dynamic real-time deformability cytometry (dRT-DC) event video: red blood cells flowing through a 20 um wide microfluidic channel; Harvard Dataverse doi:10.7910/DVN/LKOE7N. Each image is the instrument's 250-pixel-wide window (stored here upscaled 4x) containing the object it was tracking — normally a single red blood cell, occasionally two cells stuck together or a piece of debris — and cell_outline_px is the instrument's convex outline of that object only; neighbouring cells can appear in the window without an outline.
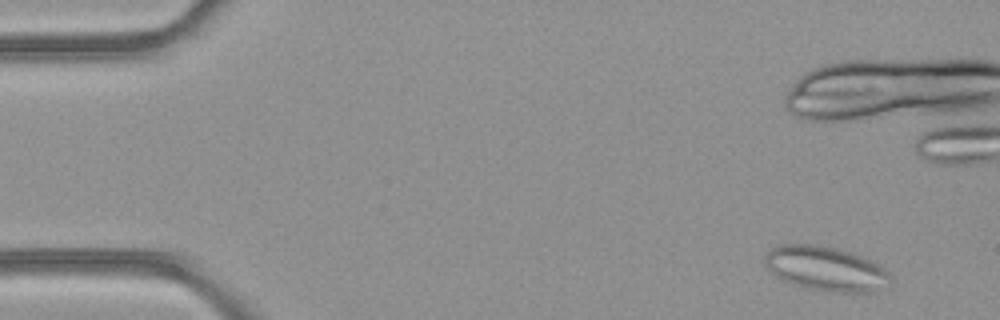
{"species": "common noctule bat (a hibernating species)", "species_latin": "Nyctalus noctula", "temperature_condition": "room temperature", "stored_images_in_passage": 5, "camera_frame_rate_fps": 3000, "um_per_image_px": 0.085, "animal": {"sex": "female", "body_mass_g": 21.9}, "frame": {"image": 1, "passage_image": 1, "time_ms": 0.0, "image_size_px": [1000, 320], "cell_outline_px": [[892, 280], [872, 292], [828, 292], [808, 288], [792, 284], [780, 280], [764, 264], [764, 256], [776, 244], [812, 244], [836, 248], [852, 252], [864, 256], [880, 264], [892, 276]], "centroid_in_image_um": [70.18, 22.82], "position_along_channel_um": 14.8, "area_um2": 32.83}}